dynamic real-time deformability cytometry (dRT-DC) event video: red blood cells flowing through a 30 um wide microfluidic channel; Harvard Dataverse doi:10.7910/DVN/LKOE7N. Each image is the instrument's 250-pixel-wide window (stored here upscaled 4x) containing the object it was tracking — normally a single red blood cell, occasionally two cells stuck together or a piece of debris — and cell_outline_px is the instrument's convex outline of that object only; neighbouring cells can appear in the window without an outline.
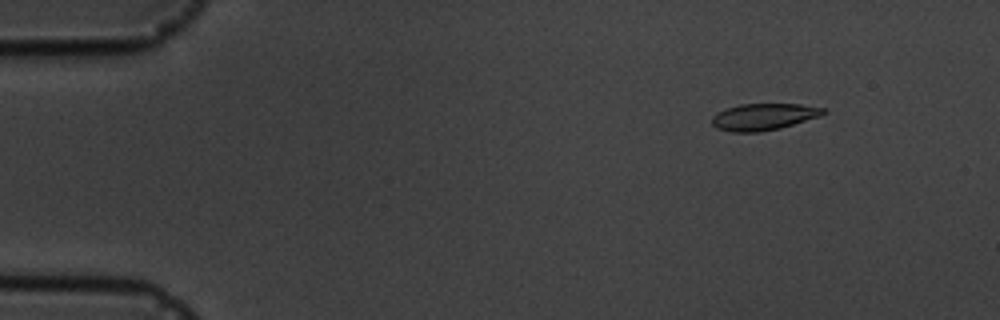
{"species": "common noctule bat (a hibernating species)", "species_latin": "Nyctalus noctula", "temperature_condition": "cold", "stored_images_in_passage": 6, "camera_frame_rate_fps": 3000, "um_per_image_px": 0.085, "animal": {"sex": "male", "body_mass_g": 19.5, "forearm_length_mm": 54.6}, "frame": {"image": 1, "passage_image": 2, "time_ms": 1.333, "image_size_px": [1000, 320], "cell_outline_px": [[828, 112], [820, 116], [780, 128], [760, 132], [732, 132], [716, 128], [712, 124], [712, 116], [724, 108], [740, 104], [800, 104], [824, 108]], "centroid_in_image_um": [64.89, 9.92], "position_along_channel_um": 20.1, "area_um2": 17.4}}
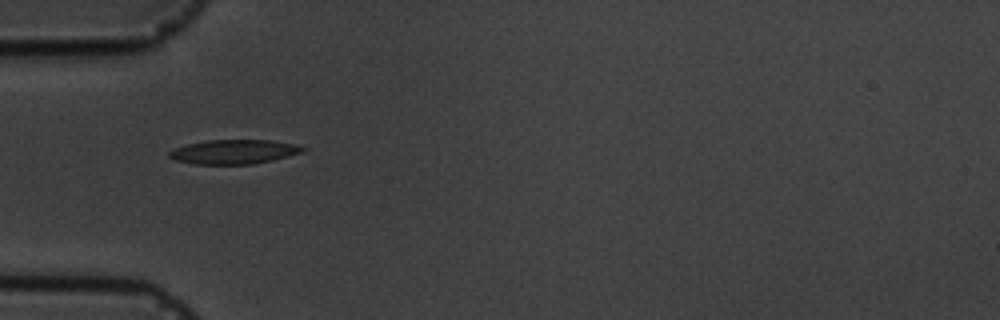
{"frame": {"image": 2, "passage_image": 5, "time_ms": 5.0, "image_size_px": [1000, 320], "cell_outline_px": [[308, 148], [304, 152], [272, 160], [252, 164], [196, 164], [176, 160], [168, 156], [168, 152], [176, 148], [188, 144], [208, 140], [272, 140], [296, 144]], "centroid_in_image_um": [19.94, 12.9], "position_along_channel_um": 65.1, "area_um2": 18.84}}
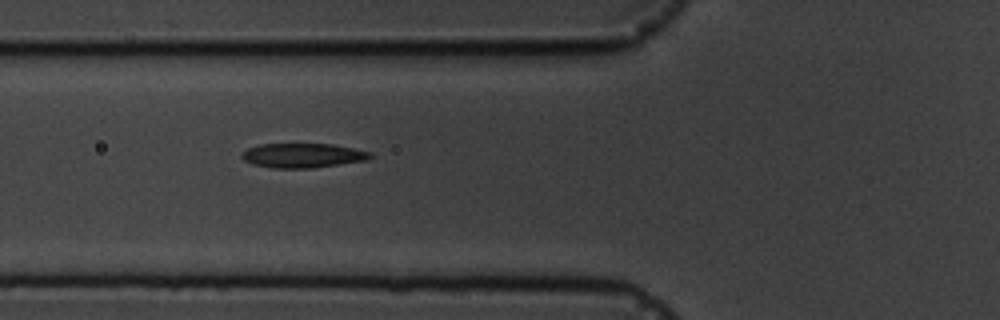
{"frame": {"image": 3, "passage_image": 6, "time_ms": 6.0, "image_size_px": [1000, 320], "cell_outline_px": [[372, 156], [368, 160], [312, 168], [272, 168], [252, 164], [244, 160], [240, 156], [248, 148], [260, 144], [332, 144], [372, 152]], "centroid_in_image_um": [25.74, 13.22], "position_along_channel_um": 100.1, "area_um2": 18.26}}